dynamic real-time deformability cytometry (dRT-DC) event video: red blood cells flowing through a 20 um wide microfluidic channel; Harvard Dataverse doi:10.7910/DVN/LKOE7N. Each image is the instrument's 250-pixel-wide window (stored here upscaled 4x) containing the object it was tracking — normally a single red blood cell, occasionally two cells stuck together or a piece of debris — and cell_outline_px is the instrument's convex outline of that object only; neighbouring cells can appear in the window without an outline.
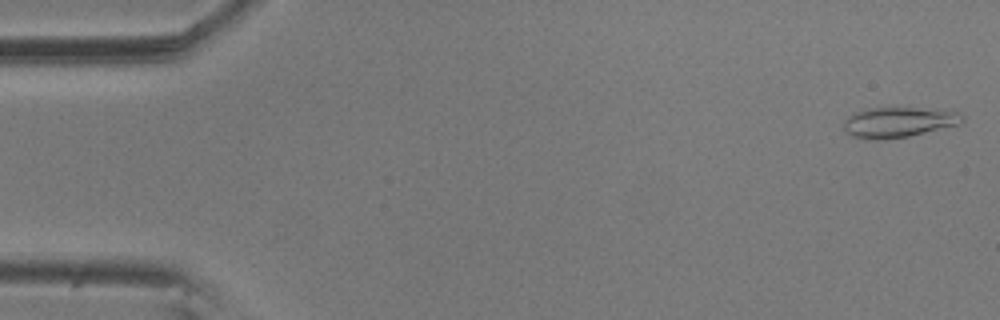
{"species": "common noctule bat (a hibernating species)", "species_latin": "Nyctalus noctula", "temperature_condition": "room temperature", "stored_images_in_passage": 56, "camera_frame_rate_fps": 3000, "um_per_image_px": 0.085, "animal": {"sex": "male", "body_mass_g": 20.5, "forearm_length_mm": 52.5}, "frame": {"image": 1, "passage_image": 1, "time_ms": 0.0, "image_size_px": [1000, 320], "cell_outline_px": [[964, 120], [960, 124], [908, 136], [880, 140], [872, 140], [852, 136], [844, 132], [844, 120], [848, 116], [856, 112], [868, 108], [916, 108], [960, 112], [964, 116]], "centroid_in_image_um": [76.34, 10.39], "position_along_channel_um": 8.7, "area_um2": 20.81}}
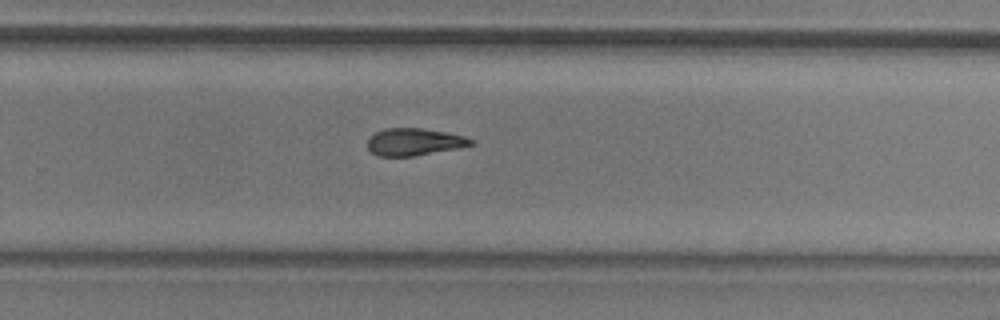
{"frame": {"image": 2, "passage_image": 36, "time_ms": 11.667, "image_size_px": [1000, 320], "cell_outline_px": [[476, 144], [456, 148], [412, 156], [376, 156], [368, 148], [368, 140], [376, 132], [384, 128], [424, 128], [464, 136], [476, 140]], "centroid_in_image_um": [35.22, 12.05], "position_along_channel_um": 294.6, "area_um2": 16.3}}
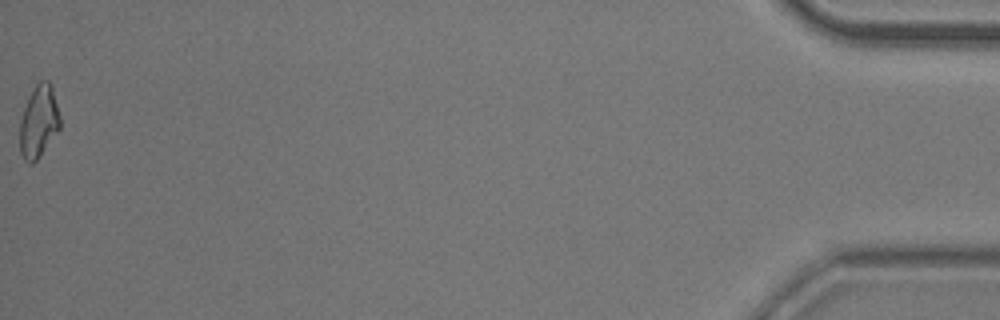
{"frame": {"image": 3, "passage_image": 56, "time_ms": 18.333, "image_size_px": [1000, 320], "cell_outline_px": [[60, 128], [40, 156], [32, 164], [28, 164], [24, 160], [20, 152], [20, 120], [28, 96], [36, 84], [40, 80], [48, 80], [52, 88], [60, 116]], "centroid_in_image_um": [3.28, 10.35], "position_along_channel_um": 431.9, "area_um2": 16.94}, "authors_computed_cell_mechanics": {"area_um2": 17.34, "velocity_mm_per_s": 3.5679, "shape_relaxation_time_tau1_ms": 5.4587, "shape_relaxation_time_tau2_ms": 10.1992, "deformation_change_tau1": 0.1852, "deformation_change_tau2": 0.1858}}